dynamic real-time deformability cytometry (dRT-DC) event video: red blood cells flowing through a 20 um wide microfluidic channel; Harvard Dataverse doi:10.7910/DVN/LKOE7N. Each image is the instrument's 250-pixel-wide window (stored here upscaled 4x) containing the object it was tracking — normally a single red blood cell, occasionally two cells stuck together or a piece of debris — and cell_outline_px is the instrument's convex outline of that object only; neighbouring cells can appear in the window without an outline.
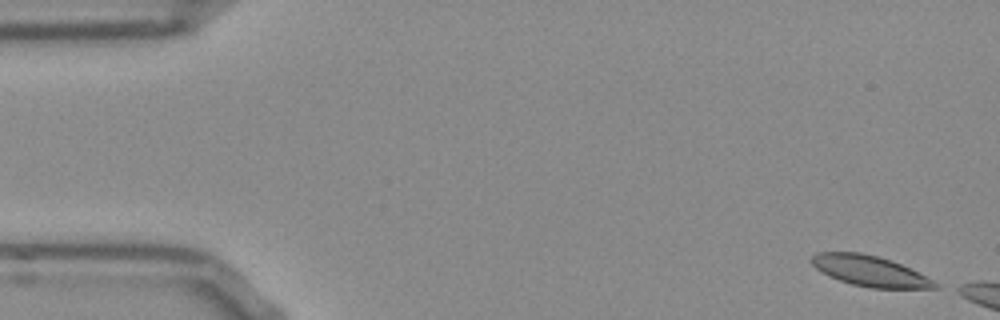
{"species": "Egyptian fruit bat (a non-hibernating species)", "species_latin": "Rousettus aegyptiacus", "temperature_condition": "room temperature", "stored_images_in_passage": 6, "camera_frame_rate_fps": 3000, "um_per_image_px": 0.085, "frame": {"image": 1, "passage_image": 1, "time_ms": 0.0, "image_size_px": [1000, 320], "cell_outline_px": [[940, 288], [872, 288], [852, 284], [828, 276], [816, 268], [808, 260], [816, 252], [860, 252], [892, 260], [940, 284]], "centroid_in_image_um": [73.89, 23.03], "position_along_channel_um": 11.1, "area_um2": 21.79}}